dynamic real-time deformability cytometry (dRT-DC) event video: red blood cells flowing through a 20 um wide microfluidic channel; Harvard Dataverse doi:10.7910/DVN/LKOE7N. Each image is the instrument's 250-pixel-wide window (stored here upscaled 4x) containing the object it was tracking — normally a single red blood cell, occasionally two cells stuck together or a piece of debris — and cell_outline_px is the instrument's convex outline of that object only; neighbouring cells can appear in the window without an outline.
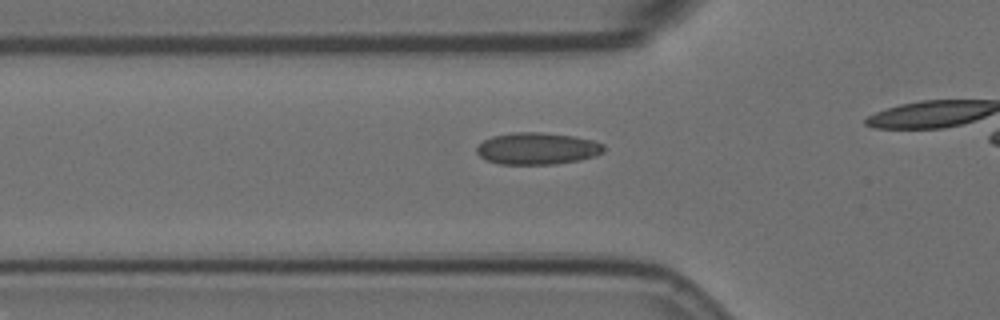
{"species": "Egyptian fruit bat (a non-hibernating species)", "species_latin": "Rousettus aegyptiacus", "temperature_condition": "room temperature", "stored_images_in_passage": 28, "camera_frame_rate_fps": 3000, "um_per_image_px": 0.085, "animal": {"sex": "female"}, "frame": {"image": 1, "passage_image": 2, "time_ms": 0.333, "image_size_px": [1000, 320], "cell_outline_px": [[604, 152], [596, 156], [580, 160], [556, 164], [500, 164], [488, 160], [480, 156], [476, 152], [476, 148], [484, 140], [492, 136], [512, 132], [544, 132], [572, 136], [592, 140], [604, 144]], "centroid_in_image_um": [45.69, 12.62], "position_along_channel_um": 80.1, "area_um2": 23.7}}
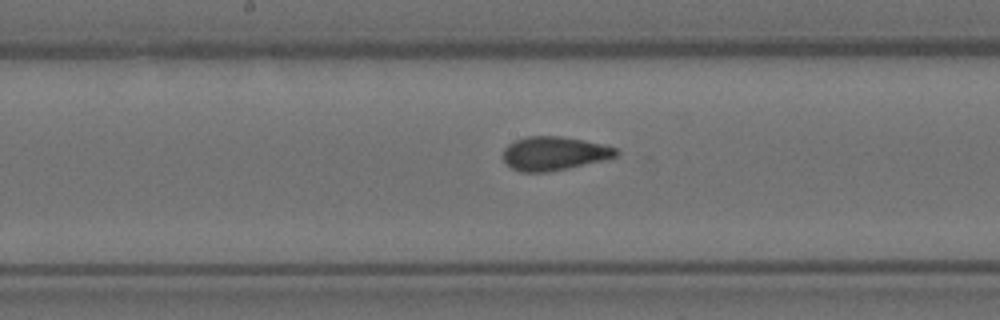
{"frame": {"image": 2, "passage_image": 12, "time_ms": 3.667, "image_size_px": [1000, 320], "cell_outline_px": [[620, 152], [616, 156], [604, 160], [568, 168], [548, 172], [520, 172], [512, 168], [504, 160], [504, 148], [508, 144], [516, 140], [528, 136], [560, 136], [600, 144], [616, 148]], "centroid_in_image_um": [47.08, 13.05], "position_along_channel_um": 201.1, "area_um2": 21.96}}
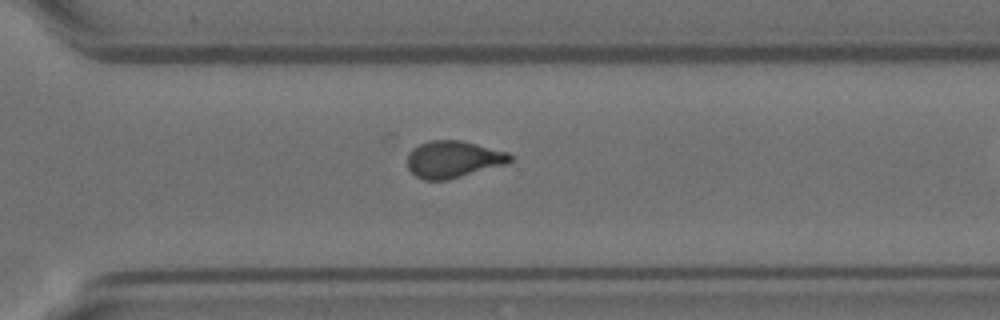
{"frame": {"image": 3, "passage_image": 23, "time_ms": 7.333, "image_size_px": [1000, 320], "cell_outline_px": [[512, 160], [508, 164], [448, 180], [424, 180], [416, 176], [408, 168], [408, 152], [412, 148], [428, 140], [460, 140], [508, 152], [512, 156]], "centroid_in_image_um": [38.53, 13.54], "position_along_channel_um": 332.1, "area_um2": 22.25}}